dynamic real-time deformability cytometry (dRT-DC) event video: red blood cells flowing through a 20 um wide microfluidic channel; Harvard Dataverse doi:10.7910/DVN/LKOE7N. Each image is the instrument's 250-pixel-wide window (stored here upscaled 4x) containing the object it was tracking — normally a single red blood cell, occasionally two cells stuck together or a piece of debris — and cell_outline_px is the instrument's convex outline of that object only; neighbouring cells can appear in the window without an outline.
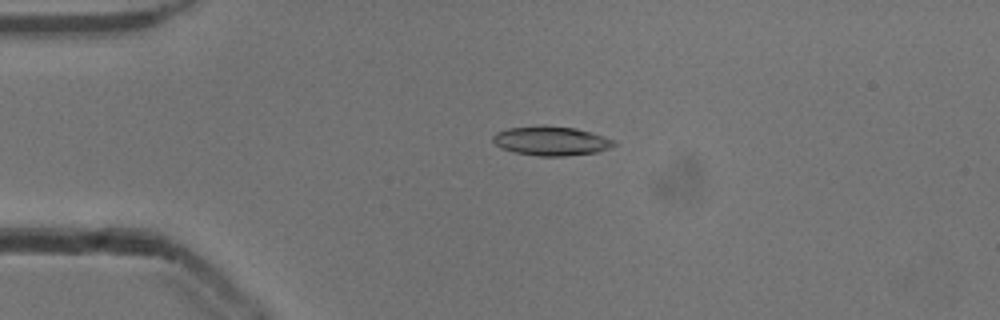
{"species": "common noctule bat (a hibernating species)", "species_latin": "Nyctalus noctula", "temperature_condition": "cold", "stored_images_in_passage": 48, "camera_frame_rate_fps": 3000, "um_per_image_px": 0.085, "animal": {"sex": "male", "body_mass_g": 13.3}, "frame": {"image": 1, "passage_image": 8, "time_ms": 2.333, "image_size_px": [1000, 320], "cell_outline_px": [[616, 144], [612, 148], [596, 152], [564, 156], [540, 156], [512, 152], [500, 148], [492, 140], [492, 136], [496, 132], [508, 128], [544, 124], [576, 128], [592, 132], [616, 140]], "centroid_in_image_um": [46.85, 11.96], "position_along_channel_um": 38.1, "area_um2": 21.04}}
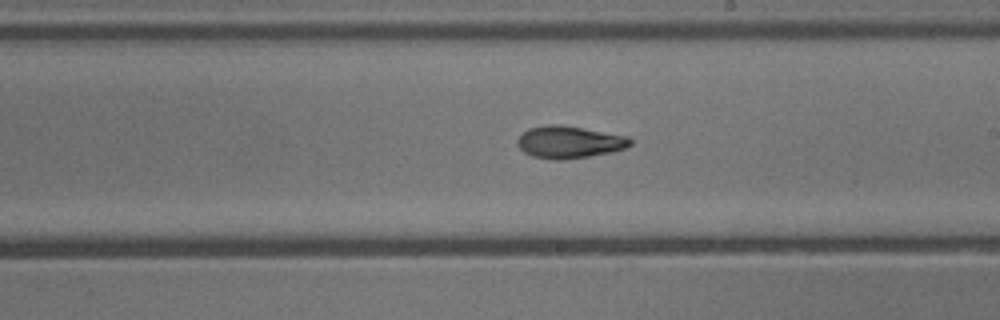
{"frame": {"image": 2, "passage_image": 26, "time_ms": 8.333, "image_size_px": [1000, 320], "cell_outline_px": [[632, 144], [628, 148], [612, 152], [588, 156], [560, 160], [552, 160], [532, 156], [524, 152], [516, 144], [516, 140], [528, 128], [544, 124], [560, 124], [628, 136], [632, 140]], "centroid_in_image_um": [48.38, 12.07], "position_along_channel_um": 240.6, "area_um2": 21.39}}
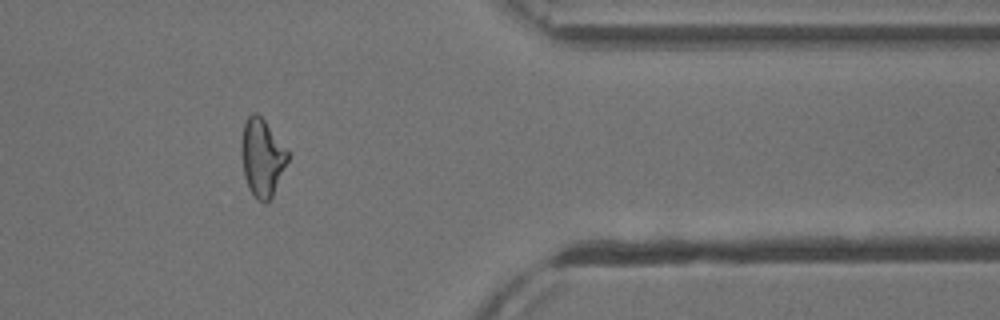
{"frame": {"image": 3, "passage_image": 39, "time_ms": 12.667, "image_size_px": [1000, 320], "cell_outline_px": [[288, 160], [272, 196], [264, 204], [256, 200], [248, 188], [244, 176], [240, 152], [240, 140], [244, 120], [252, 112], [256, 112], [264, 120], [288, 152]], "centroid_in_image_um": [22.22, 13.39], "position_along_channel_um": 389.2, "area_um2": 21.04}, "authors_computed_cell_mechanics": {"area_um2": 20.7502, "velocity_mm_per_s": 3.909, "shape_relaxation_time_tau1_ms": 4.0808, "shape_relaxation_time_tau2_ms": 2.3529, "deformation_change_tau1": 0.1646, "deformation_change_tau2": 0.0997}}